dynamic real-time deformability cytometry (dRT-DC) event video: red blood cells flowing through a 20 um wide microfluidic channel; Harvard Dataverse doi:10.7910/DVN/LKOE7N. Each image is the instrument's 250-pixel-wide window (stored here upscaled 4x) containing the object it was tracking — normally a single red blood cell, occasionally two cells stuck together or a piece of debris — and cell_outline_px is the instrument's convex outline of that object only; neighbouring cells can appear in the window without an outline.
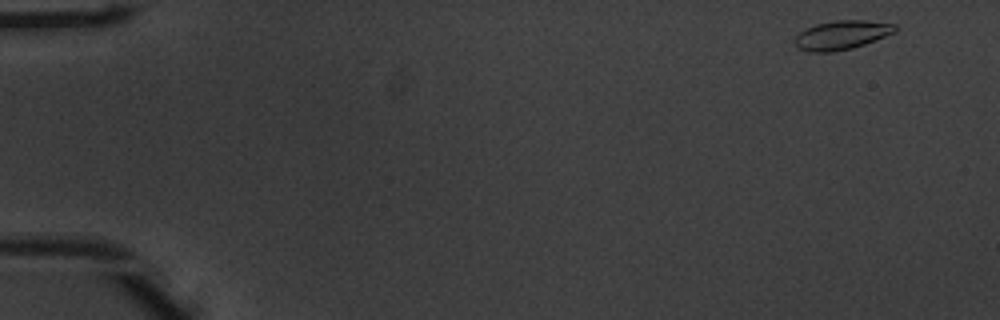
{"species": "common noctule bat (a hibernating species)", "species_latin": "Nyctalus noctula", "temperature_condition": "warm", "stored_images_in_passage": 50, "camera_frame_rate_fps": 3000, "um_per_image_px": 0.085, "animal": {"sex": "male", "body_mass_g": 20.1, "forearm_length_mm": 53.5}, "frame": {"image": 1, "passage_image": 1, "time_ms": 0.0, "image_size_px": [1000, 320], "cell_outline_px": [[896, 32], [864, 44], [852, 48], [832, 52], [808, 52], [796, 48], [792, 40], [804, 28], [816, 24], [836, 20], [864, 20], [896, 24]], "centroid_in_image_um": [71.49, 2.98], "position_along_channel_um": 13.5, "area_um2": 17.11}}
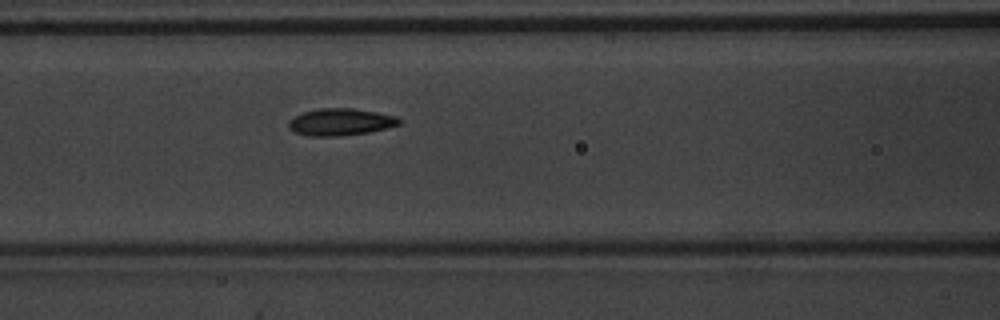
{"frame": {"image": 2, "passage_image": 21, "time_ms": 6.667, "image_size_px": [1000, 320], "cell_outline_px": [[400, 124], [388, 128], [368, 132], [340, 136], [308, 136], [296, 132], [288, 128], [288, 120], [304, 112], [320, 108], [352, 108], [376, 112], [396, 116], [400, 120]], "centroid_in_image_um": [28.94, 10.37], "position_along_channel_um": 137.7, "area_um2": 17.34}}
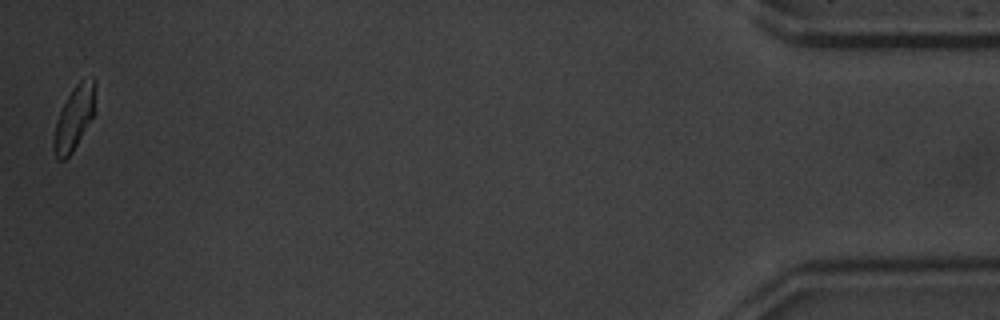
{"frame": {"image": 3, "passage_image": 50, "time_ms": 16.333, "image_size_px": [1000, 320], "cell_outline_px": [[96, 112], [72, 152], [64, 160], [56, 160], [52, 148], [52, 140], [56, 120], [72, 88], [80, 80], [92, 76], [96, 84]], "centroid_in_image_um": [6.32, 10.02], "position_along_channel_um": 428.9, "area_um2": 15.9}, "authors_computed_cell_mechanics": {"area_um2": 16.8487, "velocity_mm_per_s": 3.8924, "shape_relaxation_time_tau1_ms": 2.1272, "shape_relaxation_time_tau2_ms": 1.915, "deformation_change_tau1": 0.1047, "deformation_change_tau2": 0.0478}}